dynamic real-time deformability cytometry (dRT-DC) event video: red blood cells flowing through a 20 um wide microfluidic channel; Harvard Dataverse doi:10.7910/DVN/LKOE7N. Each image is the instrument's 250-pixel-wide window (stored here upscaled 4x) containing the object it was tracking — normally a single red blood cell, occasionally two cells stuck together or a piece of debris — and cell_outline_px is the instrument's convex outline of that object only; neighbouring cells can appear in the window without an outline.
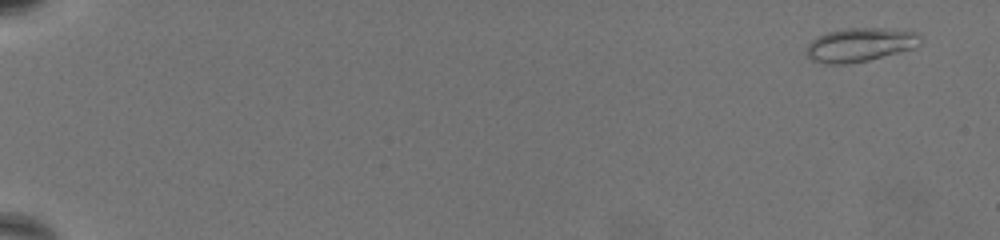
{"species": "common noctule bat (a hibernating species)", "species_latin": "Nyctalus noctula", "temperature_condition": "warm", "stored_images_in_passage": 69, "camera_frame_rate_fps": 3000, "um_per_image_px": 0.085, "animal": {"sex": "female", "body_mass_g": 19.5, "forearm_length_mm": 54.1}, "frame": {"image": 1, "passage_image": 4, "time_ms": 1.0, "image_size_px": [1000, 240], "cell_outline_px": [[920, 44], [916, 48], [868, 60], [848, 64], [824, 64], [812, 60], [804, 52], [808, 44], [816, 36], [828, 32], [848, 28], [884, 28], [920, 32]], "centroid_in_image_um": [73.11, 3.81], "position_along_channel_um": 11.9, "area_um2": 22.66}}
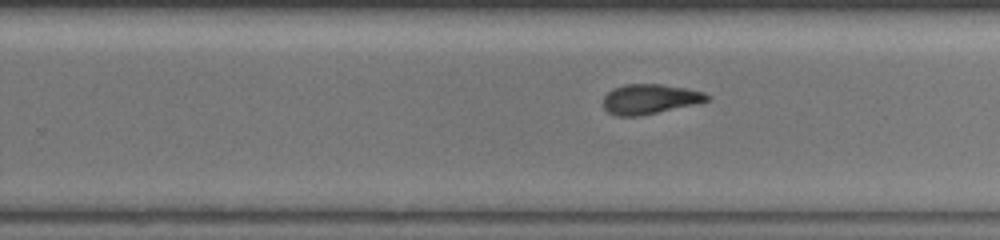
{"frame": {"image": 2, "passage_image": 47, "time_ms": 15.333, "image_size_px": [1000, 240], "cell_outline_px": [[712, 96], [708, 100], [692, 104], [640, 116], [616, 116], [608, 112], [604, 108], [604, 96], [612, 88], [624, 84], [660, 84], [688, 88], [704, 92]], "centroid_in_image_um": [55.21, 8.41], "position_along_channel_um": 274.6, "area_um2": 17.98}}
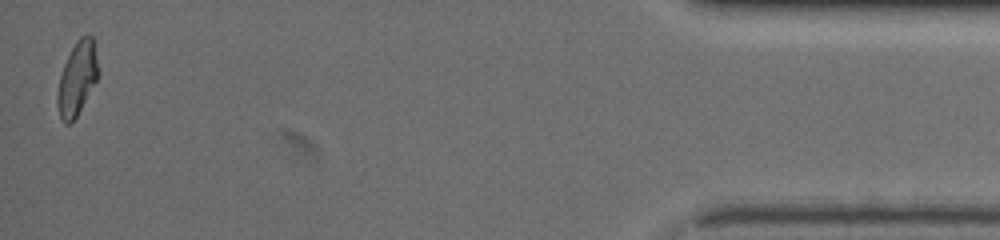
{"frame": {"image": 3, "passage_image": 68, "time_ms": 22.333, "image_size_px": [1000, 240], "cell_outline_px": [[96, 80], [76, 116], [68, 124], [64, 124], [60, 116], [56, 104], [56, 96], [60, 76], [64, 64], [76, 40], [80, 36], [92, 36], [96, 60]], "centroid_in_image_um": [6.5, 6.69], "position_along_channel_um": 428.7, "area_um2": 16.7}, "authors_computed_cell_mechanics": {"area_um2": 18.7272, "velocity_mm_per_s": 3.2424, "shape_relaxation_time_tau1_ms": 6.2947, "shape_relaxation_time_tau2_ms": 3.1418, "deformation_change_tau1": 0.1996, "deformation_change_tau2": 0.088}}